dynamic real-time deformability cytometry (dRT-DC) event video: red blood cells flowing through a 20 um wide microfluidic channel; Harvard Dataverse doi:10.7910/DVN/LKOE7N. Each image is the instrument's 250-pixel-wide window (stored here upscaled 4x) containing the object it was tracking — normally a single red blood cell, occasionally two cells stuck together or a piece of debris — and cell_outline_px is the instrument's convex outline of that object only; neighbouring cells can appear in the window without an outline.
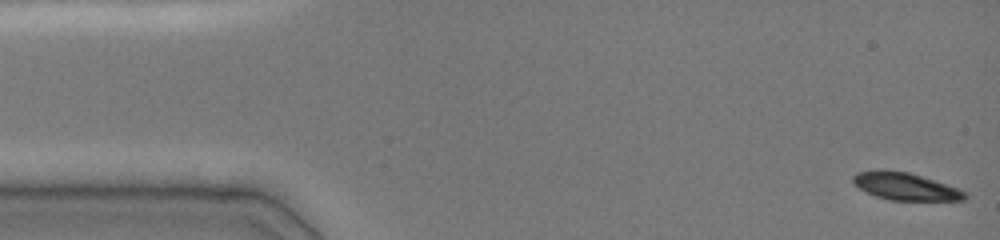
{"species": "common noctule bat (a hibernating species)", "species_latin": "Nyctalus noctula", "temperature_condition": "cold", "stored_images_in_passage": 17, "camera_frame_rate_fps": 3000, "um_per_image_px": 0.085, "animal": {"sex": "female", "body_mass_g": 19.0, "forearm_length_mm": 51.5}, "frame": {"image": 1, "passage_image": 1, "time_ms": 0.0, "image_size_px": [1000, 240], "cell_outline_px": [[968, 196], [964, 200], [888, 200], [876, 196], [852, 184], [852, 176], [856, 172], [908, 172], [960, 188], [968, 192]], "centroid_in_image_um": [77.03, 15.88], "position_along_channel_um": 8.0, "area_um2": 17.4}}
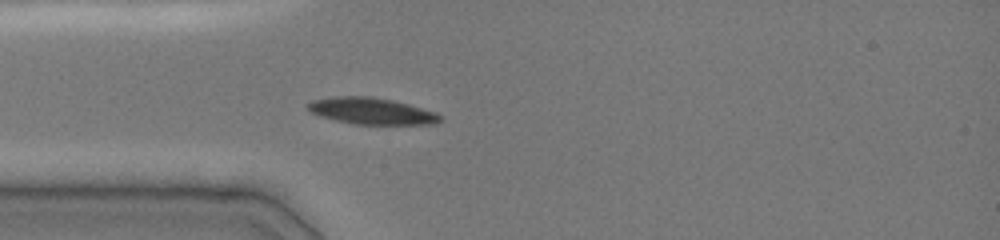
{"frame": {"image": 2, "passage_image": 10, "time_ms": 4.0, "image_size_px": [1000, 240], "cell_outline_px": [[444, 120], [436, 124], [352, 124], [320, 116], [308, 112], [304, 108], [304, 104], [312, 100], [336, 96], [372, 96], [392, 100], [408, 104], [436, 112]], "centroid_in_image_um": [31.52, 9.43], "position_along_channel_um": 53.5, "area_um2": 20.75}}
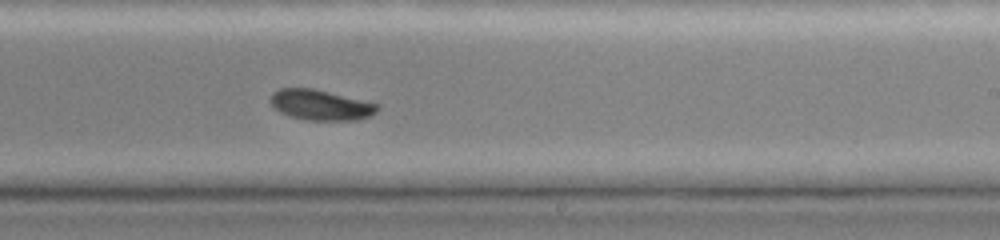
{"frame": {"image": 3, "passage_image": 17, "time_ms": 9.333, "image_size_px": [1000, 240], "cell_outline_px": [[380, 108], [376, 112], [368, 116], [356, 120], [308, 120], [288, 116], [280, 112], [268, 100], [272, 92], [280, 88], [312, 88], [380, 104]], "centroid_in_image_um": [27.24, 8.92], "position_along_channel_um": 261.8, "area_um2": 18.96}}